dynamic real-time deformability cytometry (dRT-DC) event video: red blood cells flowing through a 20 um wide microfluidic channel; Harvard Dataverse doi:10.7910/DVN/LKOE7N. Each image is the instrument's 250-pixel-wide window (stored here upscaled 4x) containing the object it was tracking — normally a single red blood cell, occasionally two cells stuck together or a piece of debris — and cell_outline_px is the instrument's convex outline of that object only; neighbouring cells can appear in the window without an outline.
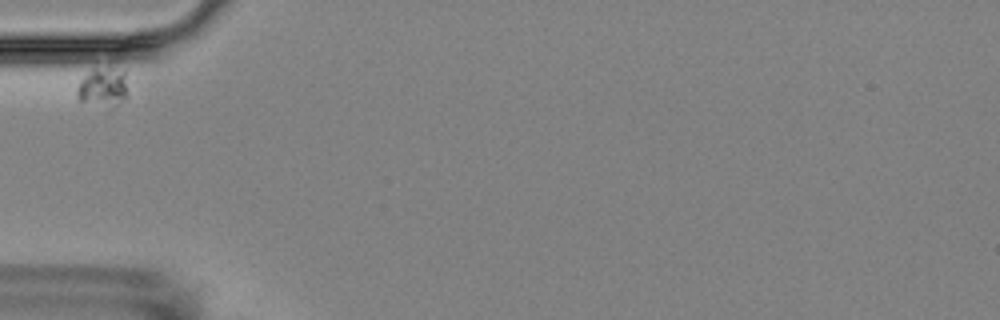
{"species": "Egyptian fruit bat (a non-hibernating species)", "species_latin": "Rousettus aegyptiacus", "temperature_condition": "room temperature", "stored_images_in_passage": 1, "camera_frame_rate_fps": 3000, "um_per_image_px": 0.085, "animal": {"sex": "female"}, "frame": {"image": 1, "passage_image": 1, "time_ms": 0.0, "image_size_px": [1000, 320], "cell_outline_px": [[128, 96], [124, 100], [112, 108], [80, 100], [76, 96], [76, 88], [80, 80], [92, 68], [96, 68], [124, 72]], "centroid_in_image_um": [8.73, 7.45], "position_along_channel_um": 76.3, "area_um2": 11.33}}